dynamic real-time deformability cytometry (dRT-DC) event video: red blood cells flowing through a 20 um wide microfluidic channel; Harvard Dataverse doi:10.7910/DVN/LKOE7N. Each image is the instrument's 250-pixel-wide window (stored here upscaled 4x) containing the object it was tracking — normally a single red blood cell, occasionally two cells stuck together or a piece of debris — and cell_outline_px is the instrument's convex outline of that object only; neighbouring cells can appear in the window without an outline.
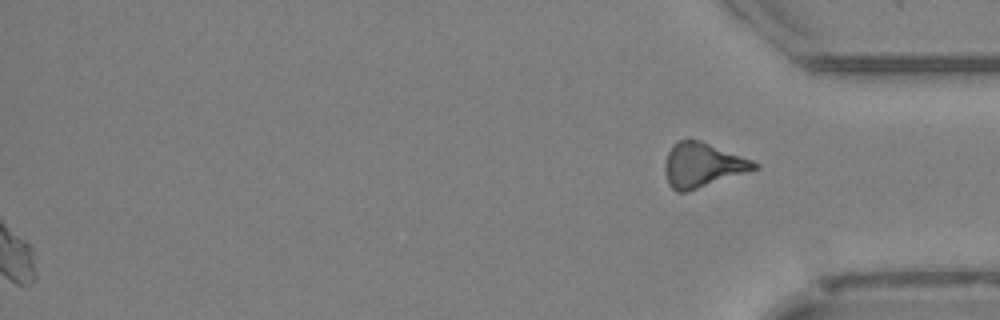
{"species": "Egyptian fruit bat (a non-hibernating species)", "species_latin": "Rousettus aegyptiacus", "temperature_condition": "cold", "stored_images_in_passage": 37, "segment_of_instrument_passage": [2, 2], "camera_frame_rate_fps": 3000, "um_per_image_px": 0.085, "animal": {"sex": "female"}, "frame": {"image": 1, "passage_image": 37, "time_ms": 12.0, "image_size_px": [1000, 320], "cell_outline_px": [[760, 168], [684, 192], [676, 192], [668, 184], [664, 172], [664, 164], [668, 152], [680, 140], [688, 136], [700, 140], [752, 160], [760, 164]], "centroid_in_image_um": [59.69, 14.01], "position_along_channel_um": 375.5, "area_um2": 23.06}}